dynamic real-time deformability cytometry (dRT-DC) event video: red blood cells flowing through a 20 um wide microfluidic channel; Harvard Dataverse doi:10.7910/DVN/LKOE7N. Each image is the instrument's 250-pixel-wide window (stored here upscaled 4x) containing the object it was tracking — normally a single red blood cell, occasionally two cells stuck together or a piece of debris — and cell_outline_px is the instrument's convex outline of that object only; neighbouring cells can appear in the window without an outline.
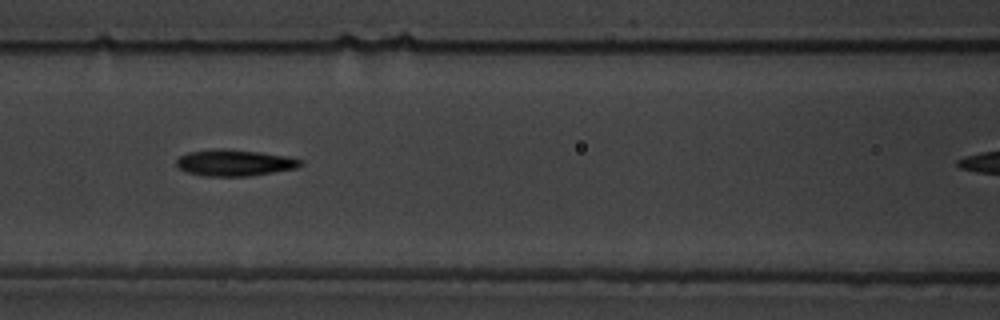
{"species": "common noctule bat (a hibernating species)", "species_latin": "Nyctalus noctula", "temperature_condition": "warm", "stored_images_in_passage": 45, "camera_frame_rate_fps": 3000, "um_per_image_px": 0.085, "animal": {"sex": "male", "body_mass_g": 19.5, "forearm_length_mm": 54.6}, "frame": {"image": 1, "passage_image": 20, "time_ms": 6.333, "image_size_px": [1000, 320], "cell_outline_px": [[304, 164], [296, 168], [248, 176], [200, 176], [188, 172], [180, 168], [176, 164], [176, 160], [180, 156], [188, 152], [220, 148], [224, 148], [260, 152], [288, 156], [304, 160]], "centroid_in_image_um": [19.95, 13.83], "position_along_channel_um": 146.6, "area_um2": 19.13}, "authors_computed_cell_mechanics": {"area_um2": 18.5538, "velocity_mm_per_s": 3.5609, "shape_relaxation_time_tau1_ms": 4.9075, "shape_relaxation_time_tau2_ms": 2.8078, "deformation_change_tau1": 0.1949, "deformation_change_tau2": 0.1197}}